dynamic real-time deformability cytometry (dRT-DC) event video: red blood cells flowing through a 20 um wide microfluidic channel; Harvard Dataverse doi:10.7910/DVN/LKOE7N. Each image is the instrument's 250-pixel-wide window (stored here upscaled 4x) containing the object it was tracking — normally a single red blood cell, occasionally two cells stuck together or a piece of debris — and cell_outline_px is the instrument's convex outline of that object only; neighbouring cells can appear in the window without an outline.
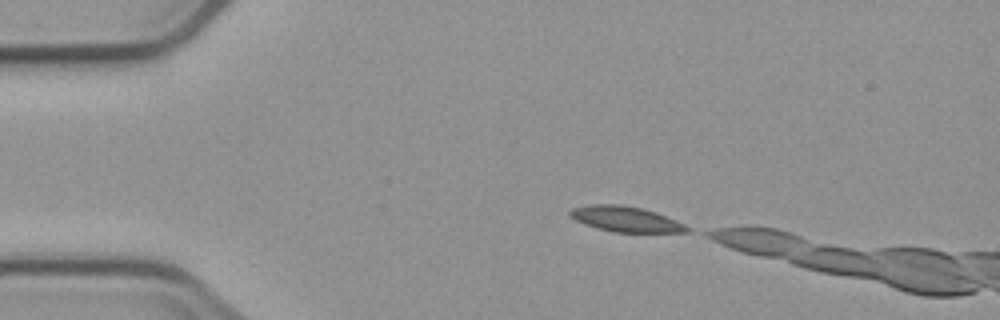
{"species": "common noctule bat (a hibernating species)", "species_latin": "Nyctalus noctula", "temperature_condition": "cold", "stored_images_in_passage": 3, "camera_frame_rate_fps": 3000, "um_per_image_px": 0.085, "animal": {"sex": "male", "body_mass_g": 23.1, "forearm_length_mm": 52.7}, "frame": {"image": 1, "passage_image": 1, "time_ms": 0.0, "image_size_px": [1000, 320], "cell_outline_px": [[692, 232], [616, 232], [600, 228], [576, 220], [568, 216], [568, 212], [572, 208], [588, 204], [620, 204], [640, 208], [656, 212], [684, 224], [692, 228]], "centroid_in_image_um": [53.2, 18.61], "position_along_channel_um": 31.8, "area_um2": 17.17}}